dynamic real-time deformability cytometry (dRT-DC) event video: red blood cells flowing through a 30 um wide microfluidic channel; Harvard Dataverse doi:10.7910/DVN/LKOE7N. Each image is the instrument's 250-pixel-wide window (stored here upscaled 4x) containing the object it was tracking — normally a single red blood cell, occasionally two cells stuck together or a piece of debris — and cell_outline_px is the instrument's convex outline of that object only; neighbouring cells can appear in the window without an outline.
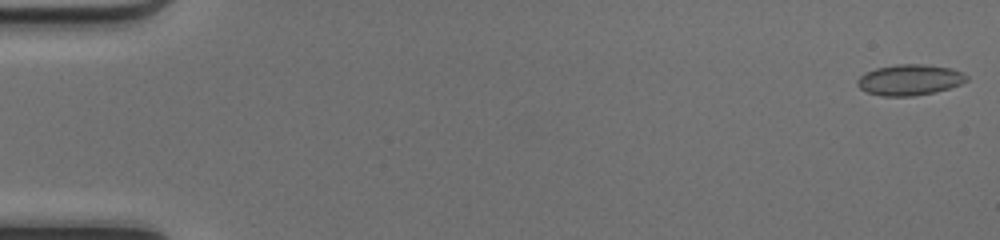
{"species": "common noctule bat (a hibernating species)", "species_latin": "Nyctalus noctula", "temperature_condition": "cold", "stored_images_in_passage": 48, "camera_frame_rate_fps": 3000, "um_per_image_px": 0.085, "animal": {"sex": "female", "body_mass_g": 17.0, "forearm_length_mm": 48.0}, "frame": {"image": 1, "passage_image": 1, "time_ms": 0.0, "image_size_px": [1000, 240], "cell_outline_px": [[968, 80], [960, 84], [936, 92], [912, 96], [880, 96], [868, 92], [860, 88], [856, 84], [856, 80], [864, 72], [876, 68], [896, 64], [924, 64], [952, 68], [964, 72], [968, 76]], "centroid_in_image_um": [77.32, 6.78], "position_along_channel_um": 7.7, "area_um2": 19.83}}
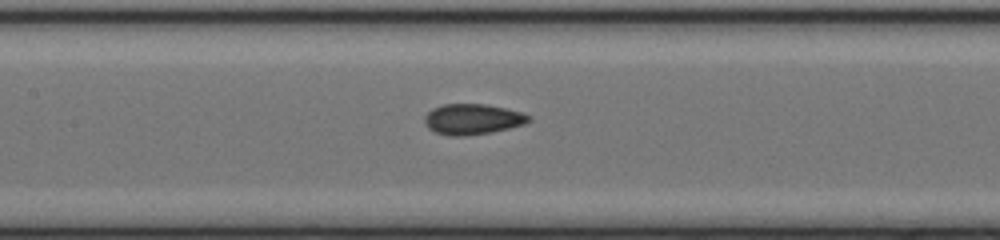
{"frame": {"image": 2, "passage_image": 24, "time_ms": 7.667, "image_size_px": [1000, 240], "cell_outline_px": [[532, 120], [524, 124], [508, 128], [488, 132], [464, 136], [448, 136], [436, 132], [428, 128], [424, 120], [424, 116], [432, 108], [444, 104], [484, 104], [504, 108], [520, 112], [528, 116]], "centroid_in_image_um": [40.12, 10.13], "position_along_channel_um": 167.3, "area_um2": 18.32}}
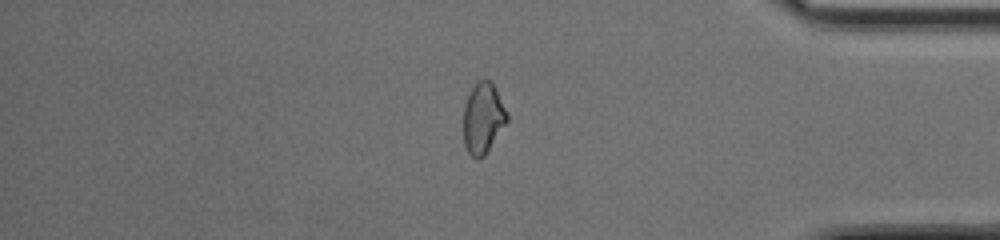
{"frame": {"image": 3, "passage_image": 42, "time_ms": 13.667, "image_size_px": [1000, 240], "cell_outline_px": [[508, 120], [484, 156], [480, 160], [476, 160], [468, 152], [464, 144], [464, 104], [468, 92], [476, 80], [488, 80], [496, 88], [508, 112]], "centroid_in_image_um": [41.05, 10.03], "position_along_channel_um": 394.2, "area_um2": 18.15}}